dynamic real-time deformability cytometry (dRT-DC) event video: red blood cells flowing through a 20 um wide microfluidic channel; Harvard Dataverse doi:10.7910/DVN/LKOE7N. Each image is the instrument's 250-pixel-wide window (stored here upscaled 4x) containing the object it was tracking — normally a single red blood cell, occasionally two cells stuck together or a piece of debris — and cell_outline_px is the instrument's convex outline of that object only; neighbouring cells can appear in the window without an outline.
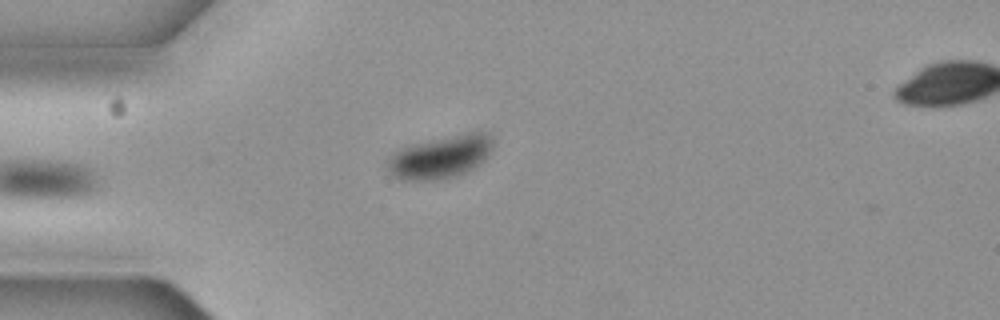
{"species": "common noctule bat (a hibernating species)", "species_latin": "Nyctalus noctula", "temperature_condition": "cold", "stored_images_in_passage": 9, "camera_frame_rate_fps": 3000, "um_per_image_px": 0.085, "animal": {"sex": "female", "body_mass_g": 19.3, "forearm_length_mm": 54.1}, "frame": {"image": 1, "passage_image": 2, "time_ms": 0.333, "image_size_px": [1000, 320], "cell_outline_px": [[496, 140], [492, 148], [480, 164], [456, 176], [444, 180], [400, 180], [392, 176], [388, 168], [388, 160], [400, 148], [416, 144], [468, 132], [488, 132]], "centroid_in_image_um": [37.49, 13.35], "position_along_channel_um": 47.5, "area_um2": 26.07}}
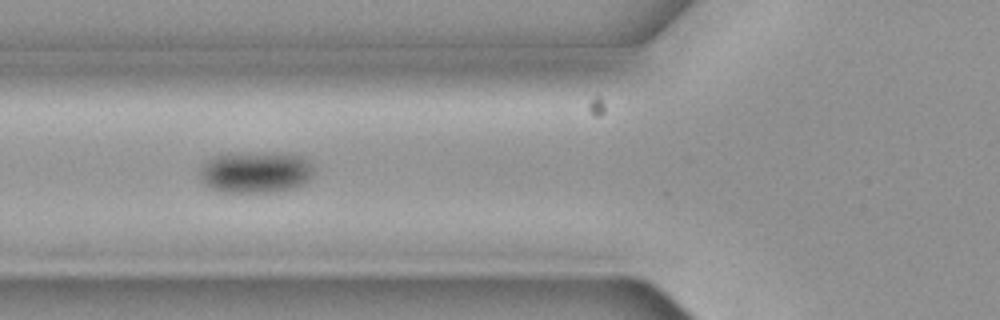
{"frame": {"image": 2, "passage_image": 4, "time_ms": 1.0, "image_size_px": [1000, 320], "cell_outline_px": [[312, 172], [308, 180], [296, 188], [272, 192], [220, 192], [204, 184], [200, 180], [200, 164], [212, 156], [228, 152], [280, 152], [304, 156], [312, 164]], "centroid_in_image_um": [21.68, 14.6], "position_along_channel_um": 104.1, "area_um2": 28.38}}
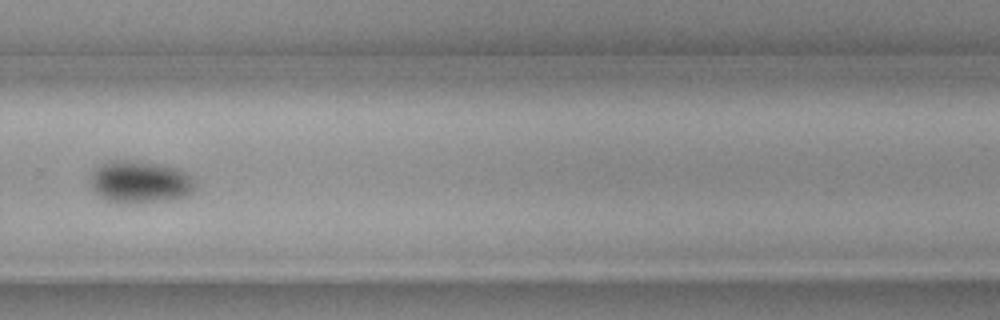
{"frame": {"image": 3, "passage_image": 9, "time_ms": 2.667, "image_size_px": [1000, 320], "cell_outline_px": [[196, 188], [188, 196], [164, 200], [132, 204], [116, 204], [100, 196], [92, 188], [92, 172], [100, 164], [116, 160], [132, 160], [156, 164], [176, 168], [184, 172], [196, 184]], "centroid_in_image_um": [11.89, 15.49], "position_along_channel_um": 317.9, "area_um2": 25.66}}